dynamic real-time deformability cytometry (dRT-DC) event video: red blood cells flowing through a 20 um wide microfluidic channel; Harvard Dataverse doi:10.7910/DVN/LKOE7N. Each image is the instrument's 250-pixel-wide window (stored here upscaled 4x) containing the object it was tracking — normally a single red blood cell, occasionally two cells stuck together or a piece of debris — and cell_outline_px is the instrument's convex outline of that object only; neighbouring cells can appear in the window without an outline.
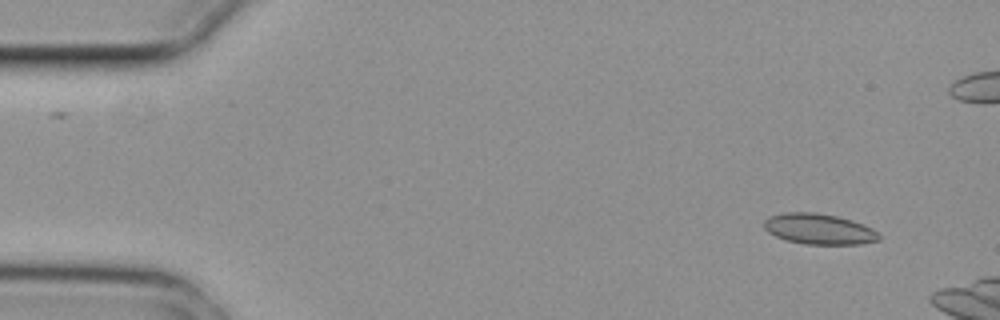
{"species": "common noctule bat (a hibernating species)", "species_latin": "Nyctalus noctula", "temperature_condition": "cold", "stored_images_in_passage": 4, "camera_frame_rate_fps": 3000, "um_per_image_px": 0.085, "animal": {"sex": "female", "body_mass_g": 29.2, "forearm_length_mm": 56.3}, "frame": {"image": 1, "passage_image": 2, "time_ms": 0.333, "image_size_px": [1000, 320], "cell_outline_px": [[880, 240], [860, 244], [804, 244], [784, 240], [768, 232], [764, 228], [764, 220], [772, 216], [784, 212], [812, 212], [836, 216], [852, 220], [864, 224], [872, 228], [880, 236]], "centroid_in_image_um": [69.61, 19.47], "position_along_channel_um": 15.4, "area_um2": 20.52}}